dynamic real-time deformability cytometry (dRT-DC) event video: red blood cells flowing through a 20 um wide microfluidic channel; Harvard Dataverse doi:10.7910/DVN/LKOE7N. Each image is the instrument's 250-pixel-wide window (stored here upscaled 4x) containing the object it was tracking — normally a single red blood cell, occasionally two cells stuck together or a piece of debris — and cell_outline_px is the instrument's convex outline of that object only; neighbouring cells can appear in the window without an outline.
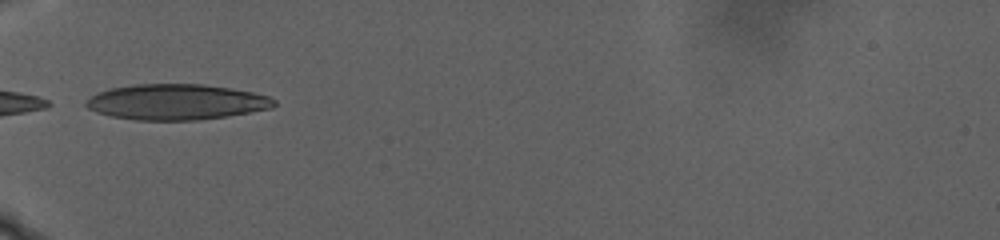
{"species": "human", "species_latin": "Homo sapiens", "temperature_condition": "warm", "stored_images_in_passage": 62, "camera_frame_rate_fps": 3000, "um_per_image_px": 0.085, "donor": {"sex": "male"}, "frame": {"image": 1, "passage_image": 1, "time_ms": 0.0, "image_size_px": [1000, 240], "cell_outline_px": [[276, 104], [272, 108], [224, 116], [196, 120], [136, 120], [112, 116], [96, 112], [88, 108], [84, 104], [92, 96], [100, 92], [112, 88], [136, 84], [204, 84], [232, 88], [252, 92], [268, 96], [276, 100]], "centroid_in_image_um": [15.0, 8.66], "position_along_channel_um": 70.0, "area_um2": 38.73}}
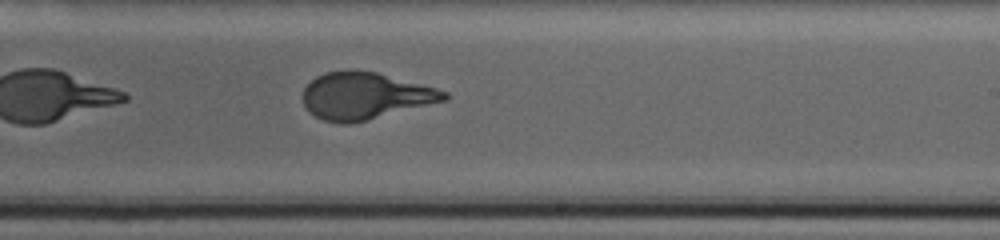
{"frame": {"image": 2, "passage_image": 28, "time_ms": 9.0, "image_size_px": [1000, 240], "cell_outline_px": [[448, 100], [348, 124], [344, 124], [324, 120], [308, 112], [304, 104], [304, 88], [316, 76], [324, 72], [376, 72], [436, 88], [448, 92]], "centroid_in_image_um": [31.04, 8.17], "position_along_channel_um": 258.0, "area_um2": 37.74}}
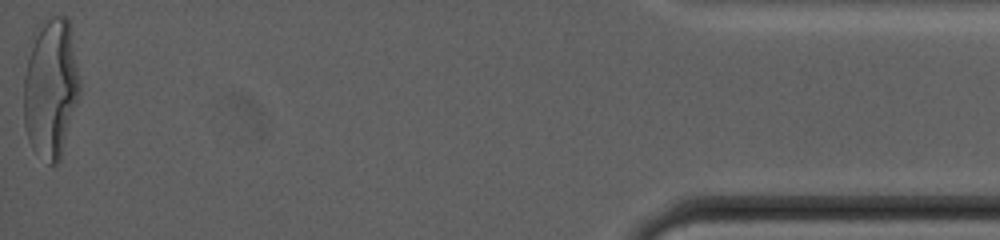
{"frame": {"image": 3, "passage_image": 62, "time_ms": 20.333, "image_size_px": [1000, 240], "cell_outline_px": [[80, 96], [60, 160], [56, 164], [48, 164], [32, 148], [28, 140], [24, 124], [24, 76], [28, 56], [36, 24], [48, 16], [68, 16], [80, 80]], "centroid_in_image_um": [4.32, 7.47], "position_along_channel_um": 430.9, "area_um2": 46.24}, "authors_computed_cell_mechanics": {"area_um2": 39.1306, "velocity_mm_per_s": 2.1634, "shape_relaxation_time_tau1_ms": 9.1158, "shape_relaxation_time_tau2_ms": null, "deformation_change_tau1": 0.2768, "deformation_change_tau2": null}}